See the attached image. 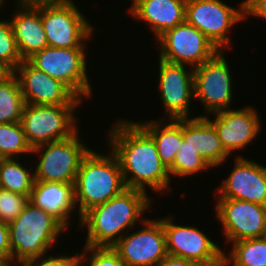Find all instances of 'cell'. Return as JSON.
I'll use <instances>...</instances> for the list:
<instances>
[{
	"instance_id": "cell-1",
	"label": "cell",
	"mask_w": 266,
	"mask_h": 266,
	"mask_svg": "<svg viewBox=\"0 0 266 266\" xmlns=\"http://www.w3.org/2000/svg\"><path fill=\"white\" fill-rule=\"evenodd\" d=\"M107 136L108 148L119 160L126 188L145 193L149 188L156 194L170 189L169 170L160 160L153 138L136 121L119 119Z\"/></svg>"
},
{
	"instance_id": "cell-2",
	"label": "cell",
	"mask_w": 266,
	"mask_h": 266,
	"mask_svg": "<svg viewBox=\"0 0 266 266\" xmlns=\"http://www.w3.org/2000/svg\"><path fill=\"white\" fill-rule=\"evenodd\" d=\"M147 193L126 188L103 204L87 211L82 217L79 229H86L85 245L92 247H112L125 231L135 228L153 201ZM137 222V223H136Z\"/></svg>"
},
{
	"instance_id": "cell-3",
	"label": "cell",
	"mask_w": 266,
	"mask_h": 266,
	"mask_svg": "<svg viewBox=\"0 0 266 266\" xmlns=\"http://www.w3.org/2000/svg\"><path fill=\"white\" fill-rule=\"evenodd\" d=\"M108 153L90 150L81 161L74 183L78 225L87 211L126 189L119 160L112 151Z\"/></svg>"
},
{
	"instance_id": "cell-4",
	"label": "cell",
	"mask_w": 266,
	"mask_h": 266,
	"mask_svg": "<svg viewBox=\"0 0 266 266\" xmlns=\"http://www.w3.org/2000/svg\"><path fill=\"white\" fill-rule=\"evenodd\" d=\"M8 229L11 263L16 265L23 260L48 254L66 228L51 214L29 201Z\"/></svg>"
},
{
	"instance_id": "cell-5",
	"label": "cell",
	"mask_w": 266,
	"mask_h": 266,
	"mask_svg": "<svg viewBox=\"0 0 266 266\" xmlns=\"http://www.w3.org/2000/svg\"><path fill=\"white\" fill-rule=\"evenodd\" d=\"M87 49L45 47L27 61L36 69L65 84L79 99L93 94L87 66Z\"/></svg>"
},
{
	"instance_id": "cell-6",
	"label": "cell",
	"mask_w": 266,
	"mask_h": 266,
	"mask_svg": "<svg viewBox=\"0 0 266 266\" xmlns=\"http://www.w3.org/2000/svg\"><path fill=\"white\" fill-rule=\"evenodd\" d=\"M79 105H30L25 103L21 125L28 144L38 145L67 139L79 129L77 116Z\"/></svg>"
},
{
	"instance_id": "cell-7",
	"label": "cell",
	"mask_w": 266,
	"mask_h": 266,
	"mask_svg": "<svg viewBox=\"0 0 266 266\" xmlns=\"http://www.w3.org/2000/svg\"><path fill=\"white\" fill-rule=\"evenodd\" d=\"M83 143L78 130L67 139L32 148L31 154L40 155L34 168L35 181L75 183L81 161L92 149Z\"/></svg>"
},
{
	"instance_id": "cell-8",
	"label": "cell",
	"mask_w": 266,
	"mask_h": 266,
	"mask_svg": "<svg viewBox=\"0 0 266 266\" xmlns=\"http://www.w3.org/2000/svg\"><path fill=\"white\" fill-rule=\"evenodd\" d=\"M75 2L42 4L41 20L48 46L54 48H87L94 27Z\"/></svg>"
},
{
	"instance_id": "cell-9",
	"label": "cell",
	"mask_w": 266,
	"mask_h": 266,
	"mask_svg": "<svg viewBox=\"0 0 266 266\" xmlns=\"http://www.w3.org/2000/svg\"><path fill=\"white\" fill-rule=\"evenodd\" d=\"M244 21V1L238 9L222 0H186L185 21L201 31L219 50L230 47V29Z\"/></svg>"
},
{
	"instance_id": "cell-10",
	"label": "cell",
	"mask_w": 266,
	"mask_h": 266,
	"mask_svg": "<svg viewBox=\"0 0 266 266\" xmlns=\"http://www.w3.org/2000/svg\"><path fill=\"white\" fill-rule=\"evenodd\" d=\"M225 58L220 50L213 58L194 68V99L203 104L204 115L228 110L233 101V79Z\"/></svg>"
},
{
	"instance_id": "cell-11",
	"label": "cell",
	"mask_w": 266,
	"mask_h": 266,
	"mask_svg": "<svg viewBox=\"0 0 266 266\" xmlns=\"http://www.w3.org/2000/svg\"><path fill=\"white\" fill-rule=\"evenodd\" d=\"M174 215L162 217L167 254L193 261L201 266H222L224 251L196 226L175 224Z\"/></svg>"
},
{
	"instance_id": "cell-12",
	"label": "cell",
	"mask_w": 266,
	"mask_h": 266,
	"mask_svg": "<svg viewBox=\"0 0 266 266\" xmlns=\"http://www.w3.org/2000/svg\"><path fill=\"white\" fill-rule=\"evenodd\" d=\"M159 42V43H158ZM159 57L170 63L200 66L220 50L201 31L186 21L157 38Z\"/></svg>"
},
{
	"instance_id": "cell-13",
	"label": "cell",
	"mask_w": 266,
	"mask_h": 266,
	"mask_svg": "<svg viewBox=\"0 0 266 266\" xmlns=\"http://www.w3.org/2000/svg\"><path fill=\"white\" fill-rule=\"evenodd\" d=\"M140 223L142 229L126 232L112 248L126 266H157L167 256L161 219L146 218Z\"/></svg>"
},
{
	"instance_id": "cell-14",
	"label": "cell",
	"mask_w": 266,
	"mask_h": 266,
	"mask_svg": "<svg viewBox=\"0 0 266 266\" xmlns=\"http://www.w3.org/2000/svg\"><path fill=\"white\" fill-rule=\"evenodd\" d=\"M215 206V216L221 222L227 244L263 237L266 206L228 198H219Z\"/></svg>"
},
{
	"instance_id": "cell-15",
	"label": "cell",
	"mask_w": 266,
	"mask_h": 266,
	"mask_svg": "<svg viewBox=\"0 0 266 266\" xmlns=\"http://www.w3.org/2000/svg\"><path fill=\"white\" fill-rule=\"evenodd\" d=\"M158 90L168 119L190 118L194 99V68L159 58Z\"/></svg>"
},
{
	"instance_id": "cell-16",
	"label": "cell",
	"mask_w": 266,
	"mask_h": 266,
	"mask_svg": "<svg viewBox=\"0 0 266 266\" xmlns=\"http://www.w3.org/2000/svg\"><path fill=\"white\" fill-rule=\"evenodd\" d=\"M212 114L215 120L211 119L210 115L206 117L214 125L221 145L229 156L253 143L262 130L260 114L253 105Z\"/></svg>"
},
{
	"instance_id": "cell-17",
	"label": "cell",
	"mask_w": 266,
	"mask_h": 266,
	"mask_svg": "<svg viewBox=\"0 0 266 266\" xmlns=\"http://www.w3.org/2000/svg\"><path fill=\"white\" fill-rule=\"evenodd\" d=\"M25 103L30 105H81L65 84L23 60L14 70Z\"/></svg>"
},
{
	"instance_id": "cell-18",
	"label": "cell",
	"mask_w": 266,
	"mask_h": 266,
	"mask_svg": "<svg viewBox=\"0 0 266 266\" xmlns=\"http://www.w3.org/2000/svg\"><path fill=\"white\" fill-rule=\"evenodd\" d=\"M235 156V164L229 175L217 186L214 197L236 199L266 206V166Z\"/></svg>"
},
{
	"instance_id": "cell-19",
	"label": "cell",
	"mask_w": 266,
	"mask_h": 266,
	"mask_svg": "<svg viewBox=\"0 0 266 266\" xmlns=\"http://www.w3.org/2000/svg\"><path fill=\"white\" fill-rule=\"evenodd\" d=\"M127 12L133 19L146 23L158 38L185 22L186 0H132Z\"/></svg>"
},
{
	"instance_id": "cell-20",
	"label": "cell",
	"mask_w": 266,
	"mask_h": 266,
	"mask_svg": "<svg viewBox=\"0 0 266 266\" xmlns=\"http://www.w3.org/2000/svg\"><path fill=\"white\" fill-rule=\"evenodd\" d=\"M10 18L18 52L22 60H27L33 54L48 46L47 37L41 20V5H15Z\"/></svg>"
},
{
	"instance_id": "cell-21",
	"label": "cell",
	"mask_w": 266,
	"mask_h": 266,
	"mask_svg": "<svg viewBox=\"0 0 266 266\" xmlns=\"http://www.w3.org/2000/svg\"><path fill=\"white\" fill-rule=\"evenodd\" d=\"M29 201L51 214L66 229L70 226V214L78 210L74 183L35 181Z\"/></svg>"
},
{
	"instance_id": "cell-22",
	"label": "cell",
	"mask_w": 266,
	"mask_h": 266,
	"mask_svg": "<svg viewBox=\"0 0 266 266\" xmlns=\"http://www.w3.org/2000/svg\"><path fill=\"white\" fill-rule=\"evenodd\" d=\"M183 140L187 145L199 151V155L213 168L228 160L218 138L216 129L206 116H191L182 119Z\"/></svg>"
},
{
	"instance_id": "cell-23",
	"label": "cell",
	"mask_w": 266,
	"mask_h": 266,
	"mask_svg": "<svg viewBox=\"0 0 266 266\" xmlns=\"http://www.w3.org/2000/svg\"><path fill=\"white\" fill-rule=\"evenodd\" d=\"M137 123L153 138L160 160L169 170L183 140L182 119H146Z\"/></svg>"
},
{
	"instance_id": "cell-24",
	"label": "cell",
	"mask_w": 266,
	"mask_h": 266,
	"mask_svg": "<svg viewBox=\"0 0 266 266\" xmlns=\"http://www.w3.org/2000/svg\"><path fill=\"white\" fill-rule=\"evenodd\" d=\"M23 165L17 158L1 159L0 188L27 195L30 198L35 183L34 169L27 168L26 164Z\"/></svg>"
},
{
	"instance_id": "cell-25",
	"label": "cell",
	"mask_w": 266,
	"mask_h": 266,
	"mask_svg": "<svg viewBox=\"0 0 266 266\" xmlns=\"http://www.w3.org/2000/svg\"><path fill=\"white\" fill-rule=\"evenodd\" d=\"M232 244V249L223 255L224 266H266V240L245 239Z\"/></svg>"
},
{
	"instance_id": "cell-26",
	"label": "cell",
	"mask_w": 266,
	"mask_h": 266,
	"mask_svg": "<svg viewBox=\"0 0 266 266\" xmlns=\"http://www.w3.org/2000/svg\"><path fill=\"white\" fill-rule=\"evenodd\" d=\"M24 106L19 81L13 73L0 81V123L20 122Z\"/></svg>"
},
{
	"instance_id": "cell-27",
	"label": "cell",
	"mask_w": 266,
	"mask_h": 266,
	"mask_svg": "<svg viewBox=\"0 0 266 266\" xmlns=\"http://www.w3.org/2000/svg\"><path fill=\"white\" fill-rule=\"evenodd\" d=\"M32 153L20 122L0 123V157L18 158Z\"/></svg>"
},
{
	"instance_id": "cell-28",
	"label": "cell",
	"mask_w": 266,
	"mask_h": 266,
	"mask_svg": "<svg viewBox=\"0 0 266 266\" xmlns=\"http://www.w3.org/2000/svg\"><path fill=\"white\" fill-rule=\"evenodd\" d=\"M208 169L212 167L199 155V151L182 140L169 173L171 178L177 176L184 179L186 176L189 177L204 170L206 172Z\"/></svg>"
},
{
	"instance_id": "cell-29",
	"label": "cell",
	"mask_w": 266,
	"mask_h": 266,
	"mask_svg": "<svg viewBox=\"0 0 266 266\" xmlns=\"http://www.w3.org/2000/svg\"><path fill=\"white\" fill-rule=\"evenodd\" d=\"M81 250V254L77 252V266H126L112 247L83 246Z\"/></svg>"
},
{
	"instance_id": "cell-30",
	"label": "cell",
	"mask_w": 266,
	"mask_h": 266,
	"mask_svg": "<svg viewBox=\"0 0 266 266\" xmlns=\"http://www.w3.org/2000/svg\"><path fill=\"white\" fill-rule=\"evenodd\" d=\"M0 59L13 70L23 61L17 49L10 20L0 19Z\"/></svg>"
},
{
	"instance_id": "cell-31",
	"label": "cell",
	"mask_w": 266,
	"mask_h": 266,
	"mask_svg": "<svg viewBox=\"0 0 266 266\" xmlns=\"http://www.w3.org/2000/svg\"><path fill=\"white\" fill-rule=\"evenodd\" d=\"M28 202L27 195L0 188V221L9 225L24 210Z\"/></svg>"
},
{
	"instance_id": "cell-32",
	"label": "cell",
	"mask_w": 266,
	"mask_h": 266,
	"mask_svg": "<svg viewBox=\"0 0 266 266\" xmlns=\"http://www.w3.org/2000/svg\"><path fill=\"white\" fill-rule=\"evenodd\" d=\"M46 254L35 258H29L16 264V266H77V253L73 256H62Z\"/></svg>"
},
{
	"instance_id": "cell-33",
	"label": "cell",
	"mask_w": 266,
	"mask_h": 266,
	"mask_svg": "<svg viewBox=\"0 0 266 266\" xmlns=\"http://www.w3.org/2000/svg\"><path fill=\"white\" fill-rule=\"evenodd\" d=\"M8 225L0 221V263H11Z\"/></svg>"
},
{
	"instance_id": "cell-34",
	"label": "cell",
	"mask_w": 266,
	"mask_h": 266,
	"mask_svg": "<svg viewBox=\"0 0 266 266\" xmlns=\"http://www.w3.org/2000/svg\"><path fill=\"white\" fill-rule=\"evenodd\" d=\"M244 19L248 16L263 18L266 21V0H243Z\"/></svg>"
},
{
	"instance_id": "cell-35",
	"label": "cell",
	"mask_w": 266,
	"mask_h": 266,
	"mask_svg": "<svg viewBox=\"0 0 266 266\" xmlns=\"http://www.w3.org/2000/svg\"><path fill=\"white\" fill-rule=\"evenodd\" d=\"M157 266H201L193 261L167 254Z\"/></svg>"
},
{
	"instance_id": "cell-36",
	"label": "cell",
	"mask_w": 266,
	"mask_h": 266,
	"mask_svg": "<svg viewBox=\"0 0 266 266\" xmlns=\"http://www.w3.org/2000/svg\"><path fill=\"white\" fill-rule=\"evenodd\" d=\"M75 0H17L16 4L22 6H37L42 4H67L73 3Z\"/></svg>"
},
{
	"instance_id": "cell-37",
	"label": "cell",
	"mask_w": 266,
	"mask_h": 266,
	"mask_svg": "<svg viewBox=\"0 0 266 266\" xmlns=\"http://www.w3.org/2000/svg\"><path fill=\"white\" fill-rule=\"evenodd\" d=\"M14 73V70L0 59V81L5 80Z\"/></svg>"
},
{
	"instance_id": "cell-38",
	"label": "cell",
	"mask_w": 266,
	"mask_h": 266,
	"mask_svg": "<svg viewBox=\"0 0 266 266\" xmlns=\"http://www.w3.org/2000/svg\"><path fill=\"white\" fill-rule=\"evenodd\" d=\"M15 266V264L12 263H0V266Z\"/></svg>"
},
{
	"instance_id": "cell-39",
	"label": "cell",
	"mask_w": 266,
	"mask_h": 266,
	"mask_svg": "<svg viewBox=\"0 0 266 266\" xmlns=\"http://www.w3.org/2000/svg\"><path fill=\"white\" fill-rule=\"evenodd\" d=\"M5 3H6L5 0H0V10H1V7H4V6H5V5H4Z\"/></svg>"
},
{
	"instance_id": "cell-40",
	"label": "cell",
	"mask_w": 266,
	"mask_h": 266,
	"mask_svg": "<svg viewBox=\"0 0 266 266\" xmlns=\"http://www.w3.org/2000/svg\"><path fill=\"white\" fill-rule=\"evenodd\" d=\"M263 238L266 240V228L264 230Z\"/></svg>"
}]
</instances>
